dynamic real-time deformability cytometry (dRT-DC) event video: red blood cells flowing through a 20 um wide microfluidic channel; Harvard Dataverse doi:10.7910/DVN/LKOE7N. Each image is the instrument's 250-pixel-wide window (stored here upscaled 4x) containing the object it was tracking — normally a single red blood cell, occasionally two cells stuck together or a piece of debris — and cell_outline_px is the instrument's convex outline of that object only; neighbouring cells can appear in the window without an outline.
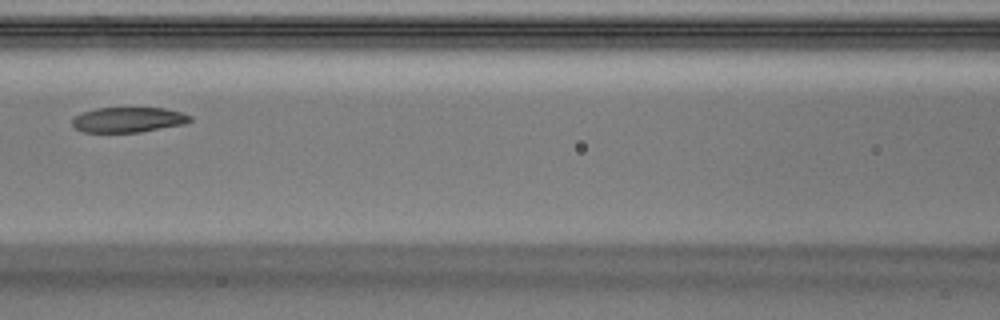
{"species": "Egyptian fruit bat (a non-hibernating species)", "species_latin": "Rousettus aegyptiacus", "temperature_condition": "warm", "stored_images_in_passage": 6, "camera_frame_rate_fps": 3000, "um_per_image_px": 0.085, "animal": {"sex": "male"}, "frame": {"image": 1, "passage_image": 6, "time_ms": 1.667, "image_size_px": [1000, 320], "cell_outline_px": [[192, 120], [184, 124], [140, 132], [84, 132], [76, 128], [72, 124], [72, 116], [96, 108], [164, 108], [180, 112], [192, 116]], "centroid_in_image_um": [10.89, 10.17], "position_along_channel_um": 155.7, "area_um2": 17.22}}